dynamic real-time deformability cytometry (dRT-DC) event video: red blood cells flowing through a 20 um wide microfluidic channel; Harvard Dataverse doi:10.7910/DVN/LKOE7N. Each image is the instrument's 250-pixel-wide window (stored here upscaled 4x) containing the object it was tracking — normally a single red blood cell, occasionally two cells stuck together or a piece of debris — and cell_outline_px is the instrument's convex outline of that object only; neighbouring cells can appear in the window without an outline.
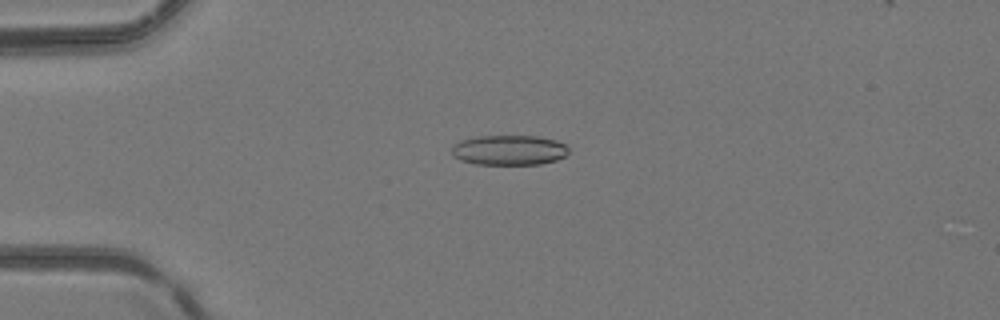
{"species": "common noctule bat (a hibernating species)", "species_latin": "Nyctalus noctula", "temperature_condition": "room temperature", "stored_images_in_passage": 5, "camera_frame_rate_fps": 3000, "um_per_image_px": 0.085, "animal": {"sex": "female", "body_mass_g": 24.6, "forearm_length_mm": 56.2}, "frame": {"image": 1, "passage_image": 4, "time_ms": 3.667, "image_size_px": [1000, 320], "cell_outline_px": [[568, 152], [564, 156], [556, 160], [540, 164], [476, 164], [460, 160], [452, 156], [452, 144], [460, 140], [476, 136], [536, 136], [556, 140], [564, 144], [568, 148]], "centroid_in_image_um": [43.23, 12.75], "position_along_channel_um": 41.8, "area_um2": 20.52}}